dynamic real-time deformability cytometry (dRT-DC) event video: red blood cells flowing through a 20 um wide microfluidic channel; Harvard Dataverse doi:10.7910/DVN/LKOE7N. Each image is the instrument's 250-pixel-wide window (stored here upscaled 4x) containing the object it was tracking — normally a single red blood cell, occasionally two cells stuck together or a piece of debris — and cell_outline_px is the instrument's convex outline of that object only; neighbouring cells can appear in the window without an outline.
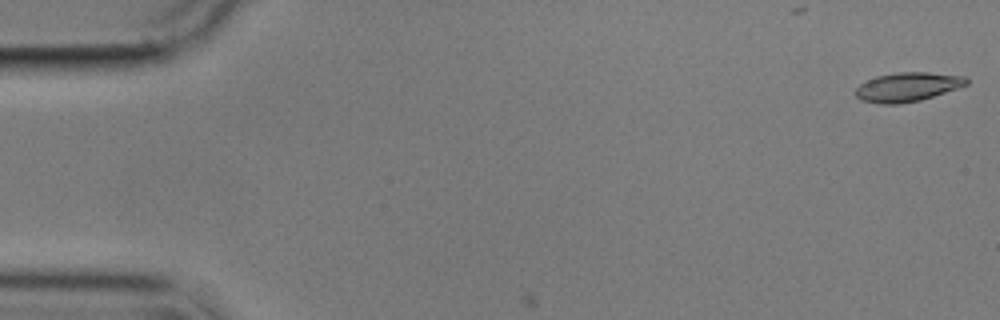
{"species": "common noctule bat (a hibernating species)", "species_latin": "Nyctalus noctula", "temperature_condition": "cold", "stored_images_in_passage": 6, "camera_frame_rate_fps": 3000, "um_per_image_px": 0.085, "animal": {"sex": "male", "body_mass_g": 17.9}, "frame": {"image": 1, "passage_image": 1, "time_ms": 0.0, "image_size_px": [1000, 320], "cell_outline_px": [[968, 84], [920, 100], [900, 104], [880, 104], [860, 100], [856, 96], [856, 88], [860, 84], [876, 76], [896, 72], [928, 72], [964, 76], [968, 80]], "centroid_in_image_um": [77.1, 7.39], "position_along_channel_um": 7.9, "area_um2": 18.67}}